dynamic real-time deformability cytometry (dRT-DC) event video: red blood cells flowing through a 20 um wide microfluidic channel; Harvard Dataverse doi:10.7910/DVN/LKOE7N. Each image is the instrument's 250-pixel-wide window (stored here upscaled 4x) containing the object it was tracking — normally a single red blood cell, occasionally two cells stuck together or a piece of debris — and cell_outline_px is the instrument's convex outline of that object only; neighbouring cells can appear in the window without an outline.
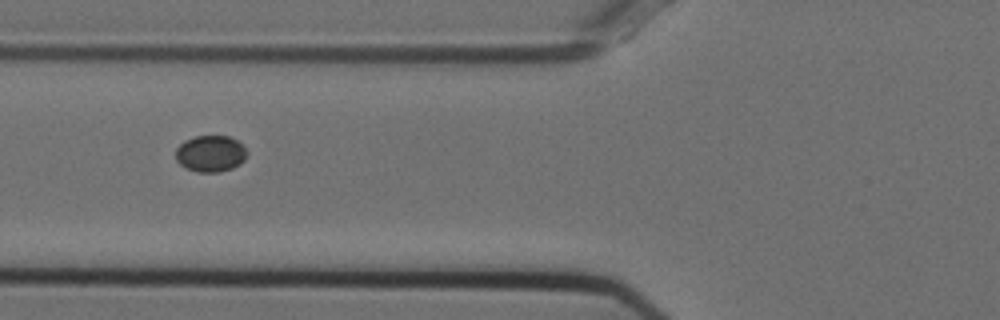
{"species": "Egyptian fruit bat (a non-hibernating species)", "species_latin": "Rousettus aegyptiacus", "temperature_condition": "cold", "stored_images_in_passage": 35, "camera_frame_rate_fps": 3000, "um_per_image_px": 0.085, "animal": {"sex": "female"}, "frame": {"image": 1, "passage_image": 2, "time_ms": 0.333, "image_size_px": [1000, 320], "cell_outline_px": [[248, 152], [244, 160], [240, 164], [232, 168], [220, 172], [196, 172], [180, 164], [176, 160], [176, 148], [184, 140], [196, 136], [228, 136], [236, 140]], "centroid_in_image_um": [17.89, 13.06], "position_along_channel_um": 107.9, "area_um2": 15.09}}
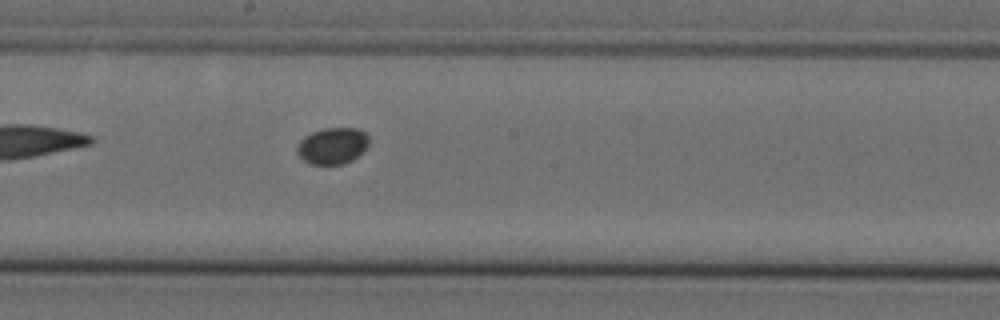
{"frame": {"image": 2, "passage_image": 11, "time_ms": 3.333, "image_size_px": [1000, 320], "cell_outline_px": [[368, 144], [364, 152], [352, 160], [344, 164], [312, 164], [304, 160], [296, 152], [296, 148], [300, 140], [304, 136], [312, 132], [324, 128], [356, 128], [364, 132], [368, 136]], "centroid_in_image_um": [28.26, 12.39], "position_along_channel_um": 219.9, "area_um2": 15.32}}
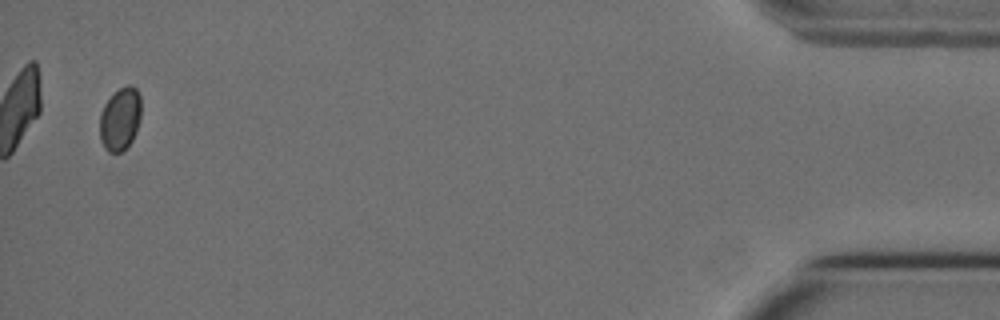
{"frame": {"image": 3, "passage_image": 34, "time_ms": 11.0, "image_size_px": [1000, 320], "cell_outline_px": [[140, 120], [136, 132], [132, 140], [120, 152], [108, 152], [104, 148], [100, 140], [100, 112], [104, 104], [120, 88], [128, 84], [132, 84], [136, 88], [140, 96]], "centroid_in_image_um": [10.21, 10.11], "position_along_channel_um": 425.0, "area_um2": 15.14}}